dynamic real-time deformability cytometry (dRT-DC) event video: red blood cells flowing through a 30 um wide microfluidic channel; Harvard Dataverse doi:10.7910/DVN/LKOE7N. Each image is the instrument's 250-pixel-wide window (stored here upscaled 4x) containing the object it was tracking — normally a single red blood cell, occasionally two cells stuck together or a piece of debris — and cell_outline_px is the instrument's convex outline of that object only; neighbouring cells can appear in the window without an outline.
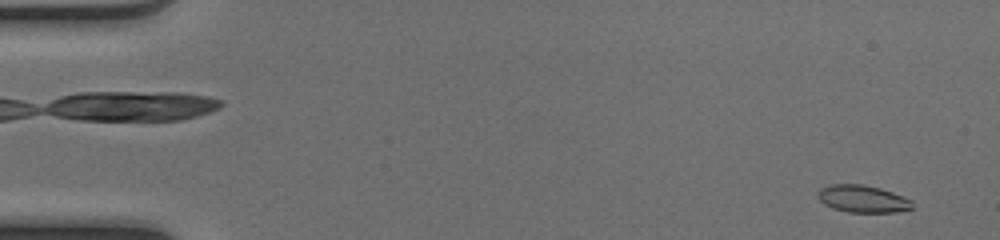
{"species": "common noctule bat (a hibernating species)", "species_latin": "Nyctalus noctula", "temperature_condition": "cold", "stored_images_in_passage": 50, "camera_frame_rate_fps": 3000, "um_per_image_px": 0.085, "animal": {"sex": "female", "body_mass_g": 17.0, "forearm_length_mm": 48.0}, "frame": {"image": 1, "passage_image": 2, "time_ms": 0.333, "image_size_px": [1000, 240], "cell_outline_px": [[912, 208], [896, 212], [848, 212], [832, 208], [824, 204], [816, 196], [820, 188], [828, 184], [860, 184], [880, 188], [892, 192], [912, 200]], "centroid_in_image_um": [73.29, 16.89], "position_along_channel_um": 11.7, "area_um2": 15.03}}
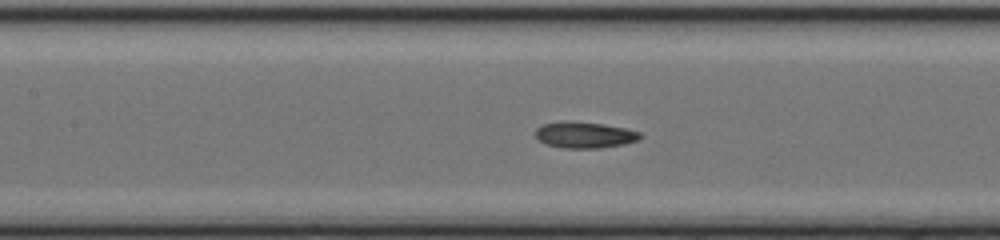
{"frame": {"image": 2, "passage_image": 23, "time_ms": 7.333, "image_size_px": [1000, 240], "cell_outline_px": [[644, 136], [640, 140], [624, 144], [600, 148], [564, 148], [544, 144], [536, 136], [536, 128], [544, 124], [564, 120], [568, 120], [604, 124], [624, 128], [640, 132]], "centroid_in_image_um": [49.71, 11.46], "position_along_channel_um": 157.7, "area_um2": 16.18}}
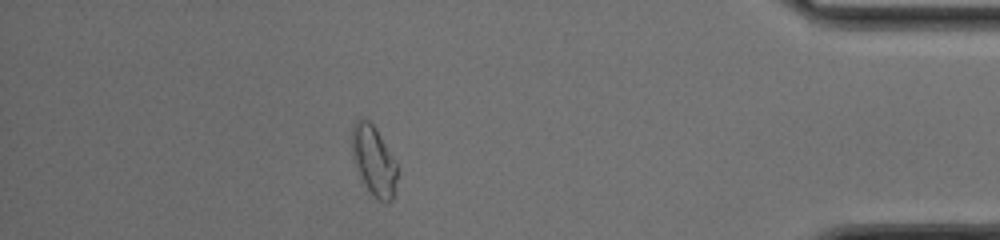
{"frame": {"image": 3, "passage_image": 44, "time_ms": 14.333, "image_size_px": [1000, 240], "cell_outline_px": [[396, 180], [392, 200], [388, 204], [384, 204], [372, 196], [368, 192], [352, 160], [352, 124], [360, 116], [364, 116], [376, 128], [396, 160]], "centroid_in_image_um": [31.75, 13.65], "position_along_channel_um": 403.5, "area_um2": 18.84}, "authors_computed_cell_mechanics": {"area_um2": 15.9528, "velocity_mm_per_s": 4.1294, "shape_relaxation_time_tau1_ms": 5.6903, "shape_relaxation_time_tau2_ms": 2.3543, "deformation_change_tau1": 0.2212, "deformation_change_tau2": 0.0903}}